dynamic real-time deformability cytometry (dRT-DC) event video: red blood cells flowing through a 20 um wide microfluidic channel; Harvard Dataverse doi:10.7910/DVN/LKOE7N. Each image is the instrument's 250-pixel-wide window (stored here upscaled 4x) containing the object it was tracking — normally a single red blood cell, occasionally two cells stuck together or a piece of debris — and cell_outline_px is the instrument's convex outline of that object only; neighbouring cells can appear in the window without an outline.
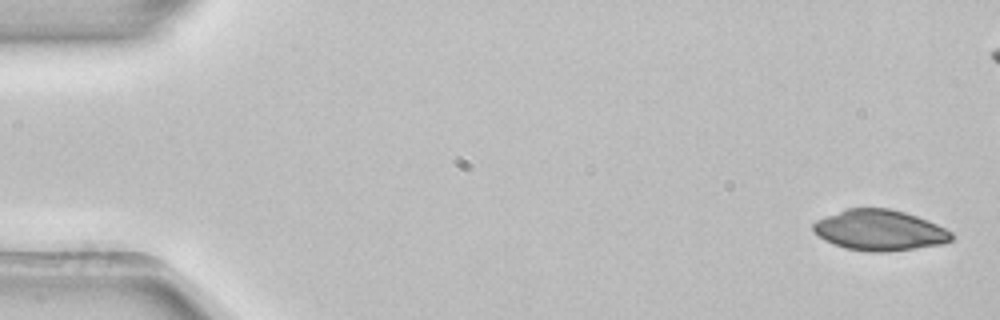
{"species": "common noctule bat (a hibernating species)", "species_latin": "Nyctalus noctula", "temperature_condition": "room temperature", "stored_images_in_passage": 5, "camera_frame_rate_fps": 3000, "um_per_image_px": 0.085, "animal": {"sex": "female", "body_mass_g": 22.7, "forearm_length_mm": 54.2}, "frame": {"image": 1, "passage_image": 1, "time_ms": 0.0, "image_size_px": [1000, 320], "cell_outline_px": [[952, 240], [940, 244], [888, 252], [868, 252], [844, 248], [832, 244], [824, 240], [812, 232], [812, 224], [816, 220], [848, 208], [888, 208], [904, 212], [928, 220], [952, 232]], "centroid_in_image_um": [74.72, 19.58], "position_along_channel_um": 10.3, "area_um2": 32.77}}